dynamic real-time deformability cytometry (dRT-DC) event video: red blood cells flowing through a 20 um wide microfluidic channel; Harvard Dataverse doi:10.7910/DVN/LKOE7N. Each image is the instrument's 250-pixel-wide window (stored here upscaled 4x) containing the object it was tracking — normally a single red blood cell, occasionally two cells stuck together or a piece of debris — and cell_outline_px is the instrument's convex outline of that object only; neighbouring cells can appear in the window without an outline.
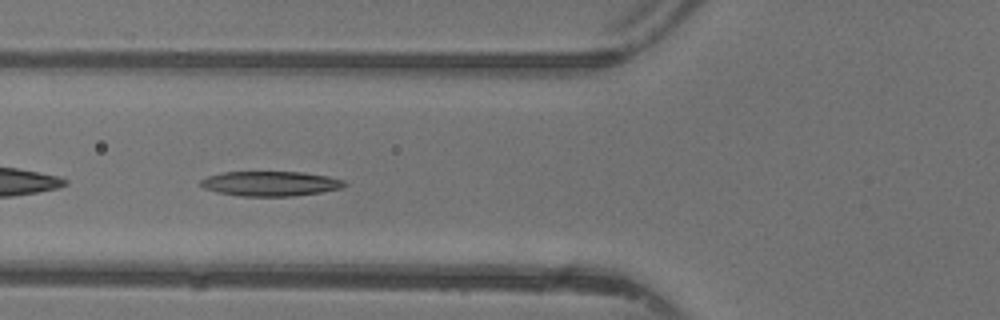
{"species": "common noctule bat (a hibernating species)", "species_latin": "Nyctalus noctula", "temperature_condition": "warm", "stored_images_in_passage": 28, "camera_frame_rate_fps": 3000, "um_per_image_px": 0.085, "animal": {"sex": "female"}, "frame": {"image": 1, "passage_image": 12, "time_ms": 3.667, "image_size_px": [1000, 320], "cell_outline_px": [[348, 184], [344, 188], [320, 192], [292, 196], [240, 196], [216, 192], [204, 188], [200, 184], [200, 180], [208, 176], [224, 172], [304, 172], [328, 176], [344, 180]], "centroid_in_image_um": [23.01, 15.61], "position_along_channel_um": 102.8, "area_um2": 20.87}}
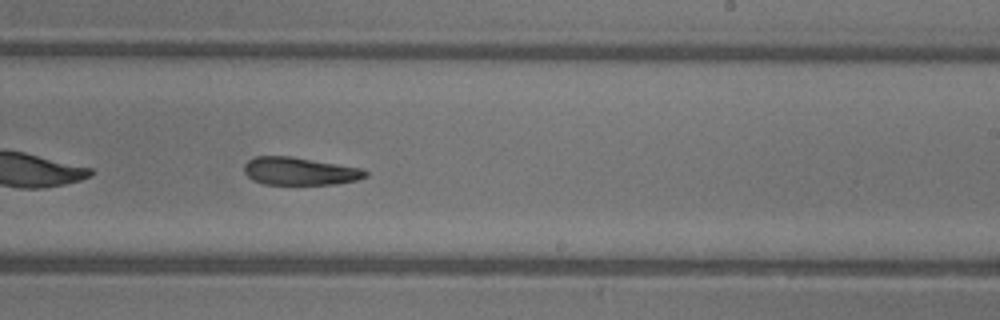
{"frame": {"image": 2, "passage_image": 23, "time_ms": 7.333, "image_size_px": [1000, 320], "cell_outline_px": [[368, 176], [356, 180], [336, 184], [264, 184], [252, 180], [244, 172], [244, 164], [248, 160], [256, 156], [292, 156], [364, 168], [368, 172]], "centroid_in_image_um": [25.5, 14.54], "position_along_channel_um": 263.5, "area_um2": 19.83}}